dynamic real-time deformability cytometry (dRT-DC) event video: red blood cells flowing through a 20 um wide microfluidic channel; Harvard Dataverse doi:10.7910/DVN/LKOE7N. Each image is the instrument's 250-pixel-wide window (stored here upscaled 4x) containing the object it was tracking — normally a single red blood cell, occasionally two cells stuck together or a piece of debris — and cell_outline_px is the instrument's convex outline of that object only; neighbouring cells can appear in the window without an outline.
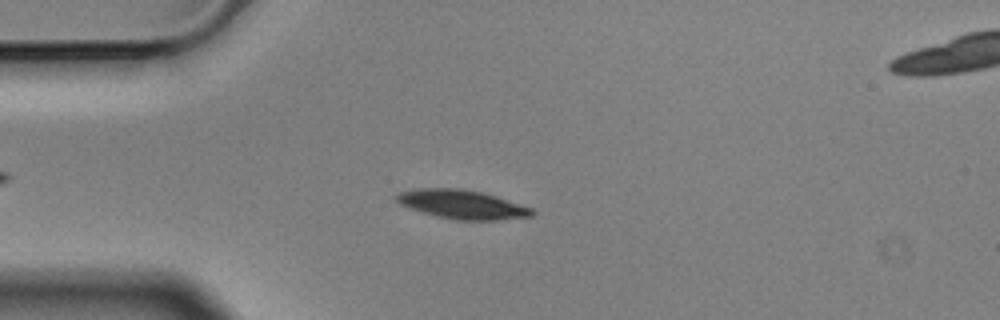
{"species": "Egyptian fruit bat (a non-hibernating species)", "species_latin": "Rousettus aegyptiacus", "temperature_condition": "cold", "stored_images_in_passage": 58, "camera_frame_rate_fps": 3000, "um_per_image_px": 0.085, "animal": {"sex": "male"}, "frame": {"image": 1, "passage_image": 14, "time_ms": 4.333, "image_size_px": [1000, 320], "cell_outline_px": [[536, 212], [532, 216], [496, 220], [456, 220], [436, 216], [408, 208], [400, 204], [392, 196], [400, 192], [420, 188], [460, 188], [484, 192], [532, 208]], "centroid_in_image_um": [39.26, 17.37], "position_along_channel_um": 45.7, "area_um2": 22.95}}
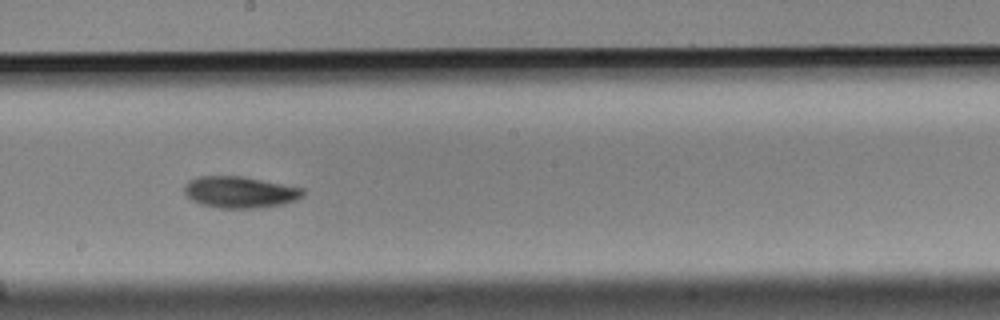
{"frame": {"image": 2, "passage_image": 31, "time_ms": 10.0, "image_size_px": [1000, 320], "cell_outline_px": [[304, 196], [296, 200], [284, 204], [256, 208], [220, 208], [200, 204], [192, 200], [184, 192], [184, 184], [188, 180], [200, 176], [240, 176], [304, 188]], "centroid_in_image_um": [20.39, 16.33], "position_along_channel_um": 227.8, "area_um2": 21.79}}
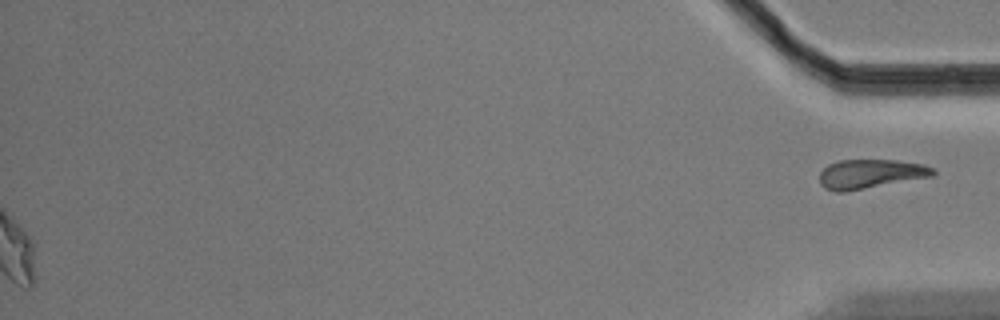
{"frame": {"image": 3, "passage_image": 58, "time_ms": 19.0, "image_size_px": [1000, 320], "cell_outline_px": [[936, 172], [932, 176], [844, 192], [836, 192], [824, 188], [820, 184], [820, 172], [828, 164], [840, 160], [896, 160], [924, 164], [936, 168]], "centroid_in_image_um": [73.99, 14.77], "position_along_channel_um": 361.2, "area_um2": 19.31}}